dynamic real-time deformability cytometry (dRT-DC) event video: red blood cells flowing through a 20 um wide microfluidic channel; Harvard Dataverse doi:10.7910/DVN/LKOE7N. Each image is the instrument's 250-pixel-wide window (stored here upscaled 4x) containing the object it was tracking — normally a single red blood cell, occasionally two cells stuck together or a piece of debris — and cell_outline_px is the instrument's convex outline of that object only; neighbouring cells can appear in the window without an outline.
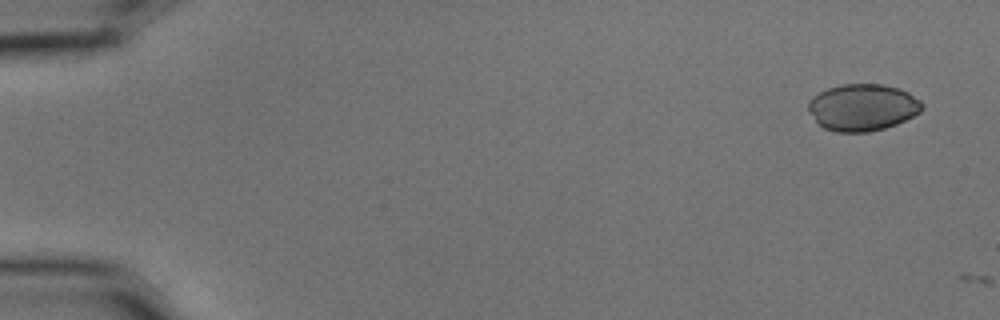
{"species": "common noctule bat (a hibernating species)", "species_latin": "Nyctalus noctula", "temperature_condition": "cold", "stored_images_in_passage": 4, "camera_frame_rate_fps": 3000, "um_per_image_px": 0.085, "animal": {"sex": "male", "body_mass_g": 15.6}, "frame": {"image": 1, "passage_image": 1, "time_ms": 0.0, "image_size_px": [1000, 320], "cell_outline_px": [[924, 108], [920, 112], [896, 124], [884, 128], [868, 132], [836, 132], [824, 128], [808, 112], [808, 100], [812, 96], [828, 88], [844, 84], [884, 84], [900, 88], [908, 92], [920, 100], [924, 104]], "centroid_in_image_um": [73.32, 9.12], "position_along_channel_um": 11.7, "area_um2": 31.15}}